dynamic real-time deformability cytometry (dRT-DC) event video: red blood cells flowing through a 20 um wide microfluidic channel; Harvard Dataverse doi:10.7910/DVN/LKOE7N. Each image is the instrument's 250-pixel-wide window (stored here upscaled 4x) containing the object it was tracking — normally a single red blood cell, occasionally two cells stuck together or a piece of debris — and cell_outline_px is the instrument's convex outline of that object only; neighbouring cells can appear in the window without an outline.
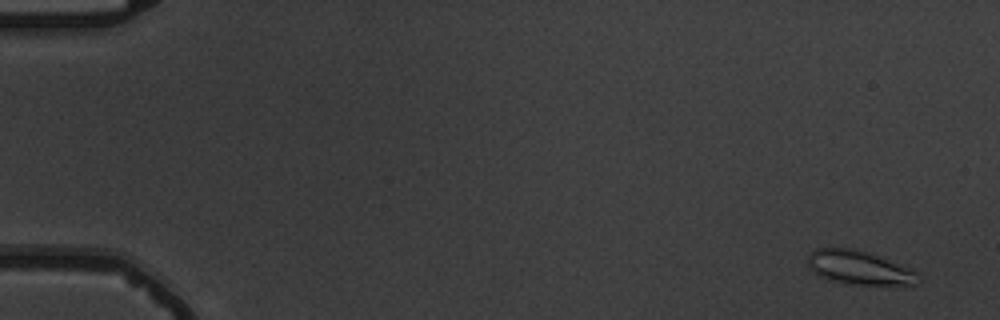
{"species": "common noctule bat (a hibernating species)", "species_latin": "Nyctalus noctula", "temperature_condition": "warm", "stored_images_in_passage": 16, "camera_frame_rate_fps": 3000, "um_per_image_px": 0.085, "animal": {"sex": "male", "body_mass_g": 19.5, "forearm_length_mm": 54.6}, "frame": {"image": 1, "passage_image": 2, "time_ms": 1.0, "image_size_px": [1000, 320], "cell_outline_px": [[920, 280], [912, 288], [856, 284], [828, 280], [820, 276], [808, 268], [808, 256], [816, 248], [856, 248], [904, 264], [912, 268], [920, 276]], "centroid_in_image_um": [73.17, 22.79], "position_along_channel_um": 11.8, "area_um2": 22.72}}
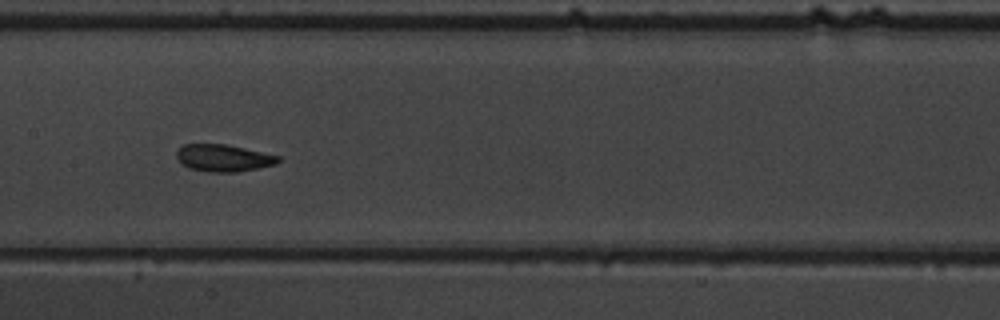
{"frame": {"image": 2, "passage_image": 9, "time_ms": 10.0, "image_size_px": [1000, 320], "cell_outline_px": [[280, 160], [276, 164], [236, 172], [208, 172], [188, 168], [176, 156], [176, 152], [184, 144], [224, 144], [244, 148], [280, 156]], "centroid_in_image_um": [18.99, 13.43], "position_along_channel_um": 188.4, "area_um2": 15.84}}
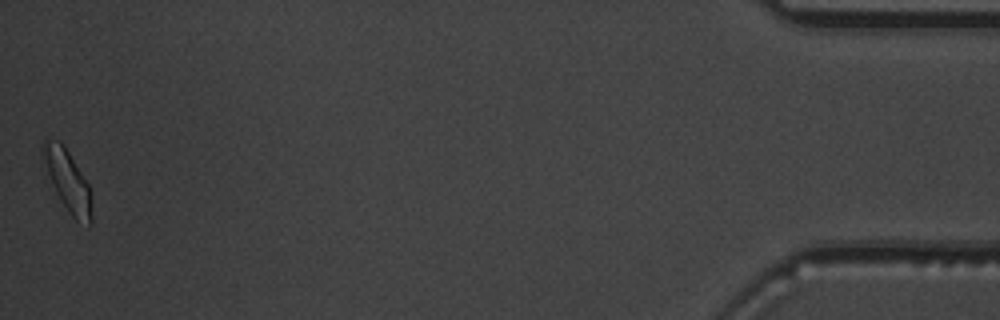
{"frame": {"image": 3, "passage_image": 16, "time_ms": 19.0, "image_size_px": [1000, 320], "cell_outline_px": [[92, 224], [88, 228], [76, 220], [68, 212], [60, 200], [56, 192], [40, 156], [40, 148], [44, 140], [60, 140], [64, 144], [88, 184], [92, 216]], "centroid_in_image_um": [5.73, 15.36], "position_along_channel_um": 429.5, "area_um2": 17.46}, "authors_computed_cell_mechanics": {"area_um2": 16.8198, "velocity_mm_per_s": 3.6352, "shape_relaxation_time_tau1_ms": 2.3759, "shape_relaxation_time_tau2_ms": 1.6299, "deformation_change_tau1": 0.0863, "deformation_change_tau2": 0.0501}}